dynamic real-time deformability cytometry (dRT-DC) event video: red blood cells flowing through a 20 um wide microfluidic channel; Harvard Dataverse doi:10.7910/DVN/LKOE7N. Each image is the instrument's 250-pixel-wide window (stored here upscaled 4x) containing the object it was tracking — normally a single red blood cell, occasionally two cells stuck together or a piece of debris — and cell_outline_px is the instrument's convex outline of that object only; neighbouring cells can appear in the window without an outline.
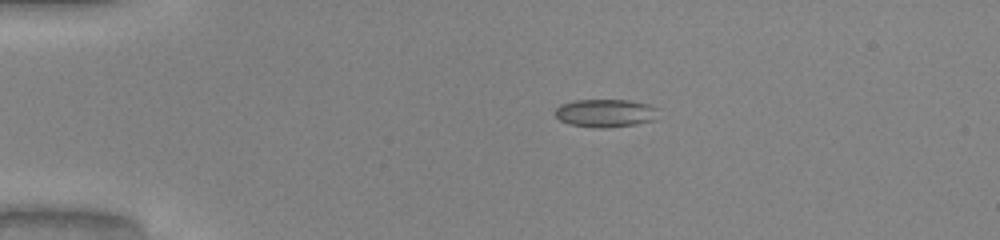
{"species": "common noctule bat (a hibernating species)", "species_latin": "Nyctalus noctula", "temperature_condition": "warm", "stored_images_in_passage": 41, "camera_frame_rate_fps": 3000, "um_per_image_px": 0.085, "animal": {"sex": "male", "body_mass_g": 20.0, "forearm_length_mm": 53.3}, "frame": {"image": 1, "passage_image": 1, "time_ms": 0.0, "image_size_px": [1000, 240], "cell_outline_px": [[660, 108], [656, 120], [636, 124], [604, 128], [600, 128], [568, 124], [560, 120], [556, 116], [556, 108], [560, 104], [576, 100], [628, 100], [652, 104]], "centroid_in_image_um": [51.53, 9.6], "position_along_channel_um": 33.5, "area_um2": 17.11}}
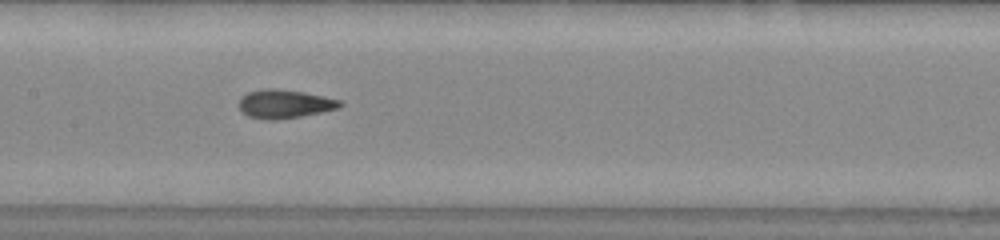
{"frame": {"image": 2, "passage_image": 16, "time_ms": 5.0, "image_size_px": [1000, 240], "cell_outline_px": [[344, 104], [340, 108], [300, 116], [272, 120], [268, 120], [248, 116], [240, 108], [240, 96], [248, 92], [264, 88], [276, 88], [304, 92], [324, 96], [340, 100]], "centroid_in_image_um": [24.2, 8.81], "position_along_channel_um": 183.2, "area_um2": 16.76}}
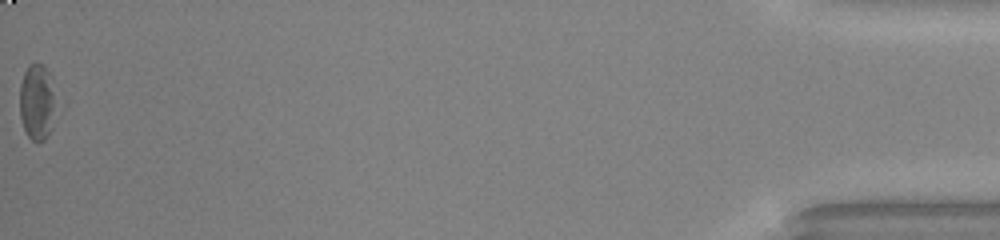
{"frame": {"image": 3, "passage_image": 41, "time_ms": 13.333, "image_size_px": [1000, 240], "cell_outline_px": [[52, 128], [48, 136], [44, 140], [32, 140], [28, 136], [24, 128], [20, 116], [20, 84], [24, 72], [28, 64], [44, 64], [52, 76]], "centroid_in_image_um": [3.11, 8.63], "position_along_channel_um": 432.1, "area_um2": 15.61}, "authors_computed_cell_mechanics": {"area_um2": 16.473, "velocity_mm_per_s": 4.1168, "shape_relaxation_time_tau1_ms": 4.3443, "shape_relaxation_time_tau2_ms": 1.4393, "deformation_change_tau1": 0.1465, "deformation_change_tau2": 0.0571}}